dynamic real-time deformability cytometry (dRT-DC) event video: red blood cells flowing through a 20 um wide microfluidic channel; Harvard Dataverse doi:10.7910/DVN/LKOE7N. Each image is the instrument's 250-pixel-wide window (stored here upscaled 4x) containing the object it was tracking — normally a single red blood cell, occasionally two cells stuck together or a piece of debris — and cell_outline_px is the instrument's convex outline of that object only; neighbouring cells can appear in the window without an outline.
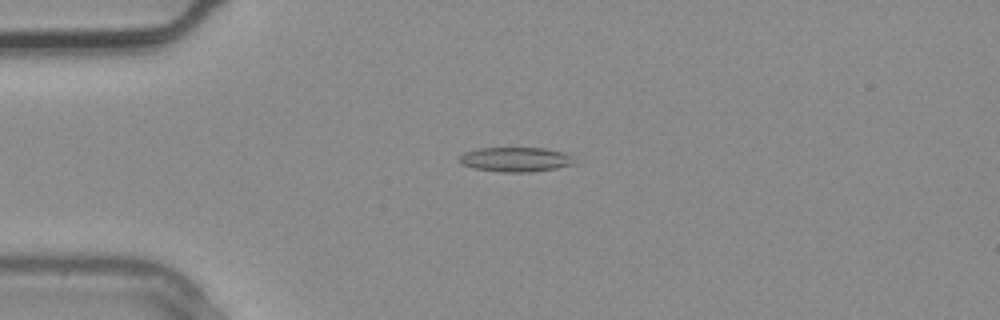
{"species": "common noctule bat (a hibernating species)", "species_latin": "Nyctalus noctula", "temperature_condition": "warm", "stored_images_in_passage": 2, "camera_frame_rate_fps": 3000, "um_per_image_px": 0.085, "animal": {"sex": "male", "body_mass_g": 20.4}, "frame": {"image": 1, "passage_image": 2, "time_ms": 0.333, "image_size_px": [1000, 320], "cell_outline_px": [[576, 164], [556, 168], [532, 172], [500, 172], [472, 168], [464, 164], [460, 160], [460, 156], [464, 152], [476, 148], [544, 148], [564, 152], [572, 156]], "centroid_in_image_um": [43.85, 13.55], "position_along_channel_um": 41.1, "area_um2": 16.53}}